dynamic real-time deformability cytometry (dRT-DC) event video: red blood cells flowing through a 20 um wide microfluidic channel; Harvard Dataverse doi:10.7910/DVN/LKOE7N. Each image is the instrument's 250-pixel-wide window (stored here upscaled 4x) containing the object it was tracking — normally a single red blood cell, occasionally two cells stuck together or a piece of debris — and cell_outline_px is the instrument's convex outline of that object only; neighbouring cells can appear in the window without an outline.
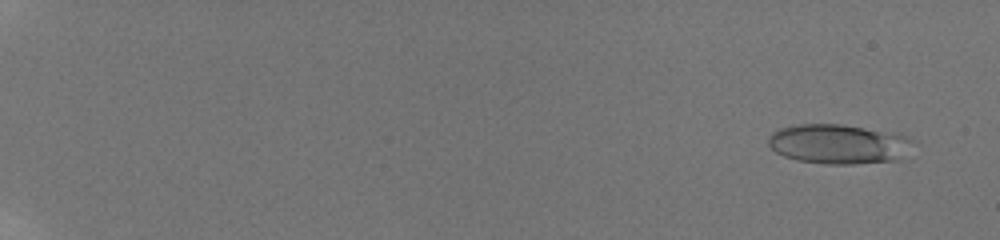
{"species": "human", "species_latin": "Homo sapiens", "temperature_condition": "room temperature", "stored_images_in_passage": 78, "camera_frame_rate_fps": 3000, "um_per_image_px": 0.085, "donor": {"sex": "male"}, "frame": {"image": 1, "passage_image": 6, "time_ms": 1.0, "image_size_px": [1000, 240], "cell_outline_px": [[912, 140], [900, 160], [856, 164], [824, 164], [796, 160], [784, 156], [776, 152], [768, 144], [768, 136], [772, 132], [780, 128], [800, 124], [840, 124], [864, 128], [904, 136]], "centroid_in_image_um": [71.18, 12.26], "position_along_channel_um": 13.8, "area_um2": 32.95}}
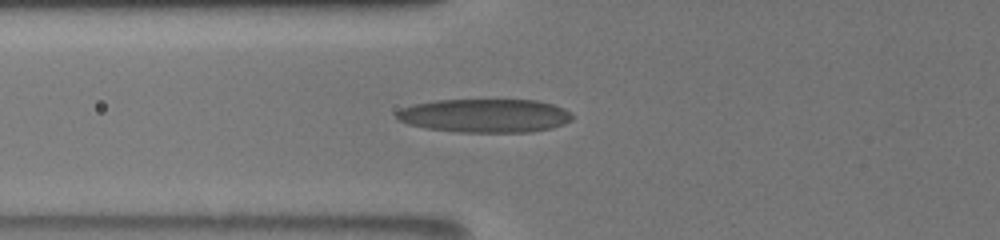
{"frame": {"image": 2, "passage_image": 35, "time_ms": 8.333, "image_size_px": [1000, 240], "cell_outline_px": [[572, 120], [564, 124], [552, 128], [528, 132], [460, 132], [424, 128], [408, 124], [396, 120], [396, 112], [400, 108], [412, 104], [436, 100], [536, 100], [552, 104], [564, 108], [572, 116]], "centroid_in_image_um": [41.17, 9.83], "position_along_channel_um": 84.6, "area_um2": 34.56}}
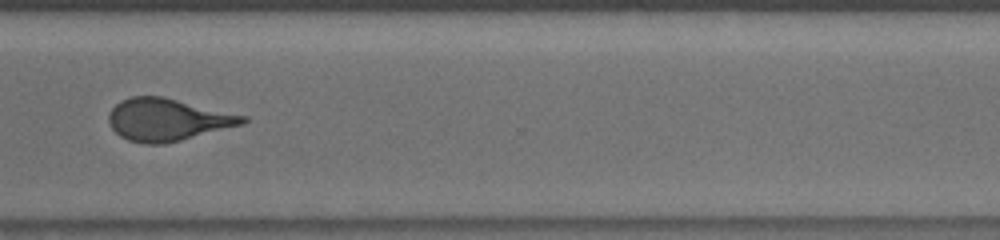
{"frame": {"image": 3, "passage_image": 62, "time_ms": 15.333, "image_size_px": [1000, 240], "cell_outline_px": [[248, 120], [244, 124], [164, 144], [144, 144], [128, 140], [120, 136], [112, 128], [108, 120], [108, 116], [112, 108], [120, 100], [132, 96], [164, 96], [248, 116]], "centroid_in_image_um": [14.25, 10.16], "position_along_channel_um": 356.4, "area_um2": 33.12}, "authors_computed_cell_mechanics": {"area_um2": 32.657, "velocity_mm_per_s": 3.8948, "shape_relaxation_time_tau1_ms": 3.8045, "shape_relaxation_time_tau2_ms": 0.9829, "deformation_change_tau1": 0.1647, "deformation_change_tau2": 0.0983}}